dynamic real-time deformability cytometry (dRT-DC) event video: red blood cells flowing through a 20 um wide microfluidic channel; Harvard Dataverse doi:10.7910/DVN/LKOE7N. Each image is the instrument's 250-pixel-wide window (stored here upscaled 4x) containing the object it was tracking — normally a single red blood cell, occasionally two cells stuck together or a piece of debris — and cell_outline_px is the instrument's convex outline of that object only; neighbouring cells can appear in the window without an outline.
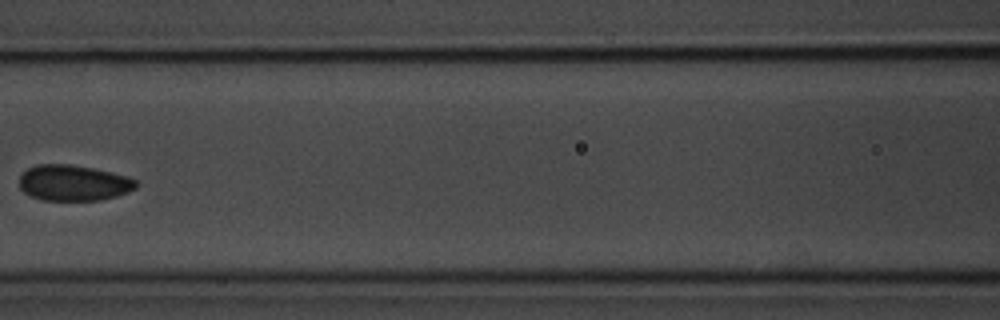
{"species": "common noctule bat (a hibernating species)", "species_latin": "Nyctalus noctula", "temperature_condition": "room temperature", "stored_images_in_passage": 11, "camera_frame_rate_fps": 3000, "um_per_image_px": 0.085, "animal": {"sex": "male", "body_mass_g": 20.1, "forearm_length_mm": 53.5}, "frame": {"image": 1, "passage_image": 7, "time_ms": 8.0, "image_size_px": [1000, 320], "cell_outline_px": [[140, 184], [136, 188], [128, 192], [116, 196], [100, 200], [40, 200], [24, 192], [20, 188], [20, 176], [28, 168], [36, 164], [68, 164], [92, 168], [128, 176], [136, 180]], "centroid_in_image_um": [6.27, 15.55], "position_along_channel_um": 160.3, "area_um2": 24.39}}
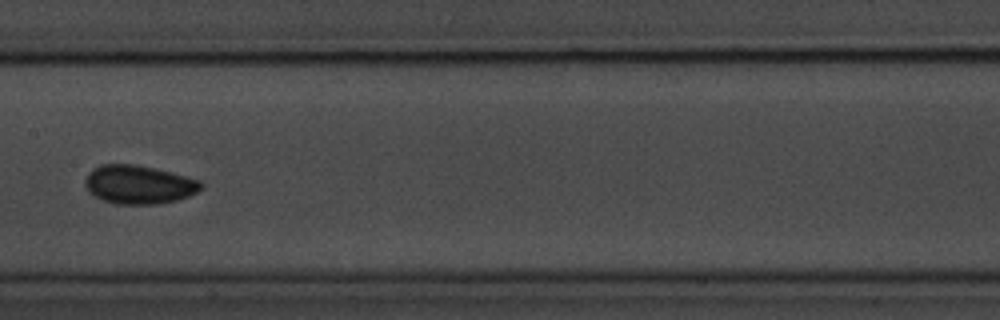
{"frame": {"image": 2, "passage_image": 8, "time_ms": 9.0, "image_size_px": [1000, 320], "cell_outline_px": [[204, 188], [188, 196], [176, 200], [160, 204], [116, 204], [92, 196], [88, 192], [84, 184], [84, 180], [88, 172], [92, 168], [100, 164], [132, 164], [152, 168], [200, 180], [204, 184]], "centroid_in_image_um": [11.75, 15.69], "position_along_channel_um": 195.6, "area_um2": 26.18}}